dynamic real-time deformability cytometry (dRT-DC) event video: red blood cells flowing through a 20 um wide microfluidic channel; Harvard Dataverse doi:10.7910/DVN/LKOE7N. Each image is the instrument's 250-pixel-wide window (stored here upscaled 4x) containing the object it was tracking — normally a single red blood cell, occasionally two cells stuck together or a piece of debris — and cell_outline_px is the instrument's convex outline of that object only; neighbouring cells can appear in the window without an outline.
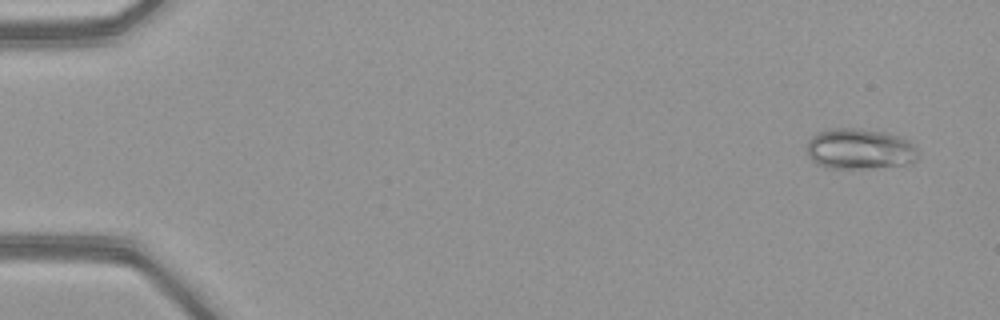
{"species": "common noctule bat (a hibernating species)", "species_latin": "Nyctalus noctula", "temperature_condition": "warm", "stored_images_in_passage": 51, "camera_frame_rate_fps": 3000, "um_per_image_px": 0.085, "animal": {"sex": "female", "body_mass_g": 21.9}, "frame": {"image": 1, "passage_image": 3, "time_ms": 0.667, "image_size_px": [1000, 320], "cell_outline_px": [[920, 156], [912, 164], [864, 168], [828, 168], [816, 164], [808, 156], [808, 140], [812, 136], [820, 132], [832, 128], [860, 128], [884, 132], [900, 136], [908, 140], [920, 152]], "centroid_in_image_um": [73.11, 12.66], "position_along_channel_um": 11.9, "area_um2": 26.59}}
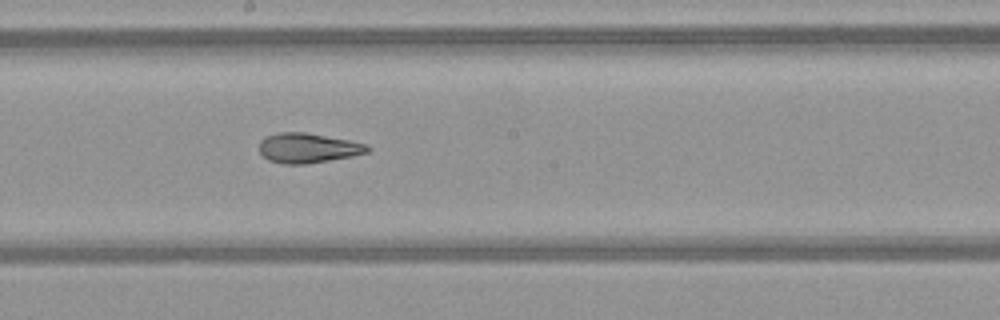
{"frame": {"image": 2, "passage_image": 29, "time_ms": 9.333, "image_size_px": [1000, 320], "cell_outline_px": [[372, 148], [368, 152], [352, 156], [304, 164], [284, 164], [268, 160], [260, 152], [260, 140], [276, 132], [304, 132], [348, 140], [368, 144]], "centroid_in_image_um": [26.18, 12.58], "position_along_channel_um": 222.0, "area_um2": 18.67}}
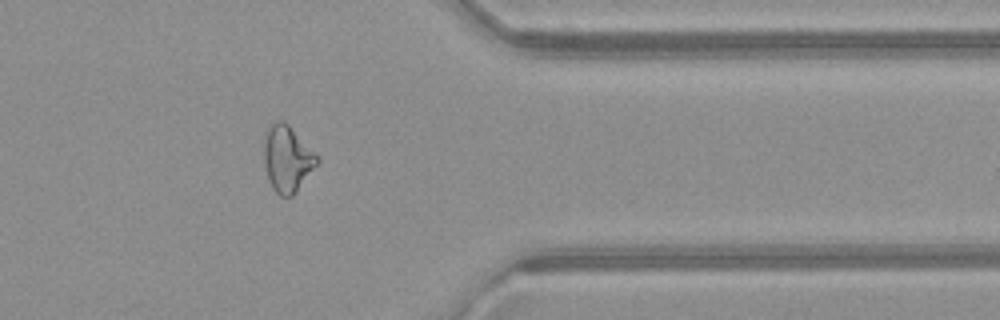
{"frame": {"image": 3, "passage_image": 42, "time_ms": 13.667, "image_size_px": [1000, 320], "cell_outline_px": [[320, 160], [296, 192], [292, 196], [280, 196], [272, 188], [268, 176], [264, 160], [264, 132], [272, 120], [284, 120], [288, 124]], "centroid_in_image_um": [24.37, 13.46], "position_along_channel_um": 387.0, "area_um2": 20.29}, "authors_computed_cell_mechanics": {"area_um2": 21.7328, "velocity_mm_per_s": 4.0947, "shape_relaxation_time_tau1_ms": null, "shape_relaxation_time_tau2_ms": 2.7262, "deformation_change_tau1": null, "deformation_change_tau2": 0.0889}}